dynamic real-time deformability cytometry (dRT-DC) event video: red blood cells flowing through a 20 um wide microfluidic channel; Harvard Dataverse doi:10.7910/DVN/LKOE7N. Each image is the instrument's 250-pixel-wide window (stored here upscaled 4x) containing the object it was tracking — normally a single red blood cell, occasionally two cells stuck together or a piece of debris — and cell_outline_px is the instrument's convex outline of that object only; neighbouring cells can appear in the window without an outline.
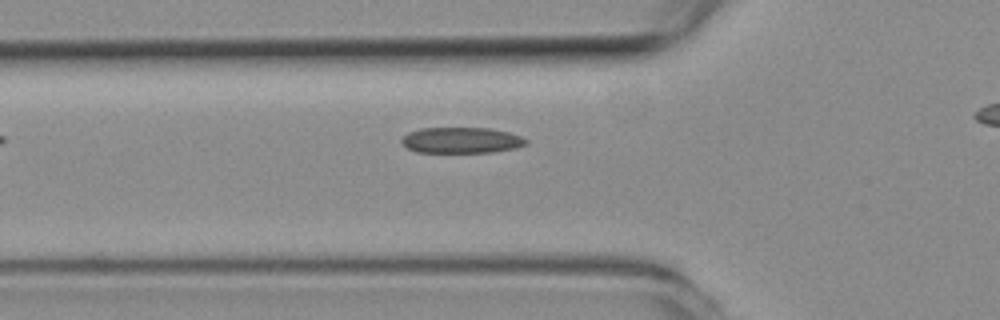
{"species": "common noctule bat (a hibernating species)", "species_latin": "Nyctalus noctula", "temperature_condition": "room temperature", "stored_images_in_passage": 32, "camera_frame_rate_fps": 3000, "um_per_image_px": 0.085, "animal": {"sex": "female", "body_mass_g": 19.3, "forearm_length_mm": 54.1}, "frame": {"image": 1, "passage_image": 3, "time_ms": 0.667, "image_size_px": [1000, 320], "cell_outline_px": [[528, 144], [516, 148], [492, 152], [416, 152], [408, 148], [400, 140], [408, 132], [420, 128], [488, 128], [508, 132], [520, 136], [528, 140]], "centroid_in_image_um": [39.23, 11.92], "position_along_channel_um": 86.6, "area_um2": 18.73}}
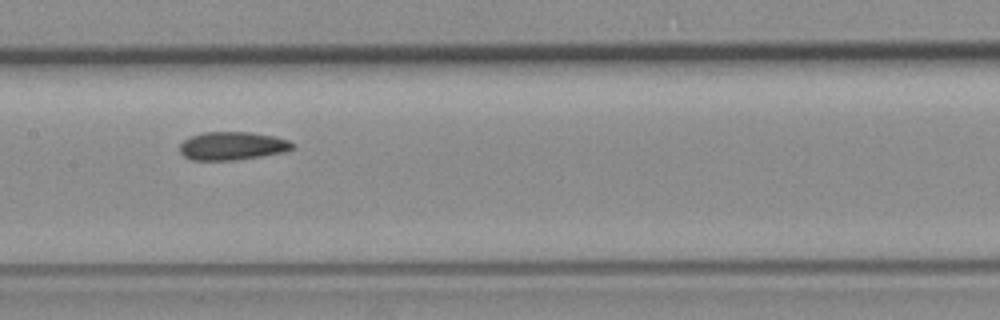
{"frame": {"image": 2, "passage_image": 11, "time_ms": 3.333, "image_size_px": [1000, 320], "cell_outline_px": [[296, 144], [292, 148], [284, 152], [236, 160], [192, 160], [184, 156], [180, 152], [180, 144], [184, 140], [192, 136], [204, 132], [252, 132], [276, 136], [288, 140]], "centroid_in_image_um": [19.76, 12.39], "position_along_channel_um": 187.6, "area_um2": 18.55}}
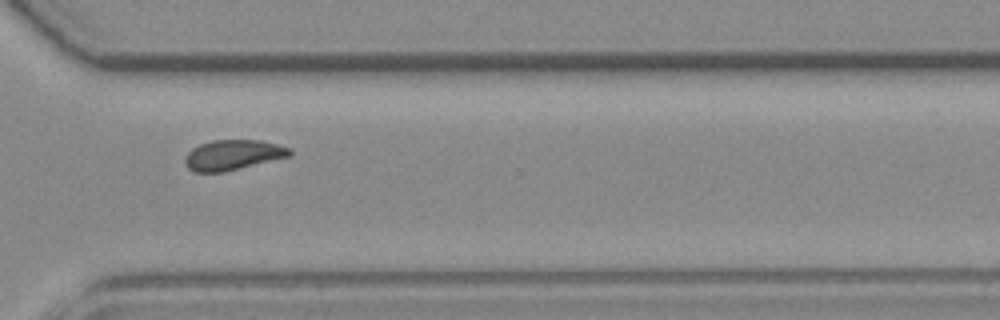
{"frame": {"image": 3, "passage_image": 24, "time_ms": 7.667, "image_size_px": [1000, 320], "cell_outline_px": [[292, 156], [224, 172], [192, 172], [188, 168], [184, 160], [188, 152], [192, 148], [200, 144], [212, 140], [260, 140], [292, 148]], "centroid_in_image_um": [19.82, 13.17], "position_along_channel_um": 350.8, "area_um2": 18.55}, "authors_computed_cell_mechanics": {"area_um2": 18.8139, "velocity_mm_per_s": 3.7757, "shape_relaxation_time_tau1_ms": null, "shape_relaxation_time_tau2_ms": 3.6153, "deformation_change_tau1": null, "deformation_change_tau2": 0.0836}}